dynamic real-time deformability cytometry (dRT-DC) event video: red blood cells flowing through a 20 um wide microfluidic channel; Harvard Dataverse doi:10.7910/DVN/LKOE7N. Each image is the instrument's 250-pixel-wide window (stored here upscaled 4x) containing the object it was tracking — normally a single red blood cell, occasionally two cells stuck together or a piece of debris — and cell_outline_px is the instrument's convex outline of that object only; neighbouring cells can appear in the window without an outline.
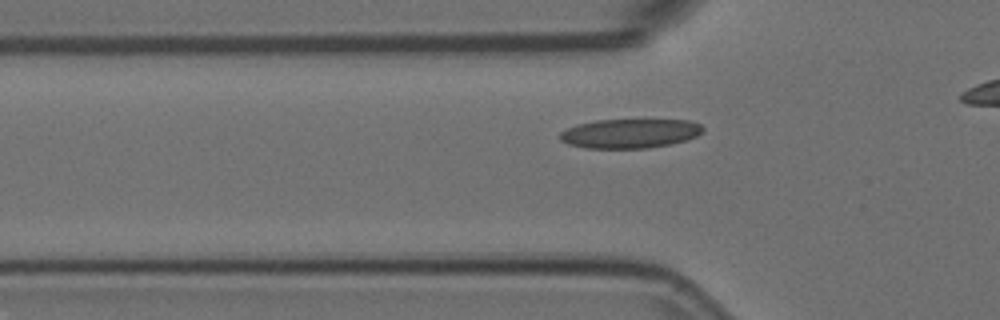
{"species": "Egyptian fruit bat (a non-hibernating species)", "species_latin": "Rousettus aegyptiacus", "temperature_condition": "room temperature", "stored_images_in_passage": 32, "camera_frame_rate_fps": 3000, "um_per_image_px": 0.085, "animal": {"sex": "female"}, "frame": {"image": 1, "passage_image": 5, "time_ms": 1.333, "image_size_px": [1000, 320], "cell_outline_px": [[704, 128], [696, 136], [688, 140], [648, 148], [584, 148], [568, 144], [560, 140], [560, 132], [576, 124], [596, 120], [688, 120], [700, 124]], "centroid_in_image_um": [53.52, 11.34], "position_along_channel_um": 72.3, "area_um2": 24.33}}
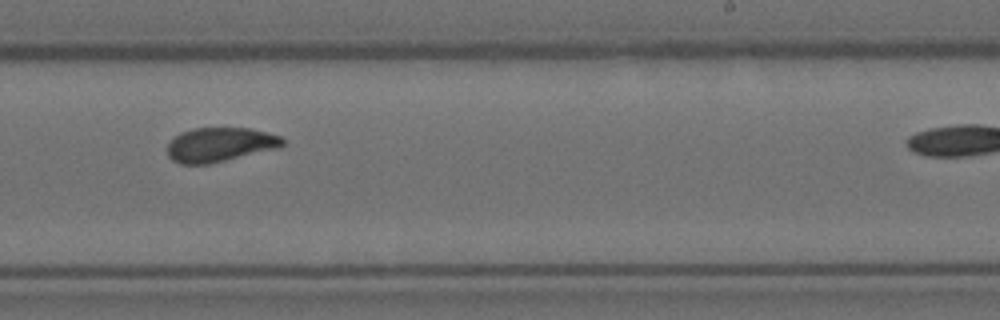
{"frame": {"image": 2, "passage_image": 21, "time_ms": 6.667, "image_size_px": [1000, 320], "cell_outline_px": [[284, 144], [280, 148], [208, 164], [180, 164], [172, 160], [168, 156], [168, 144], [180, 132], [192, 128], [248, 128], [268, 132], [280, 136], [284, 140]], "centroid_in_image_um": [18.71, 12.29], "position_along_channel_um": 270.3, "area_um2": 23.06}}
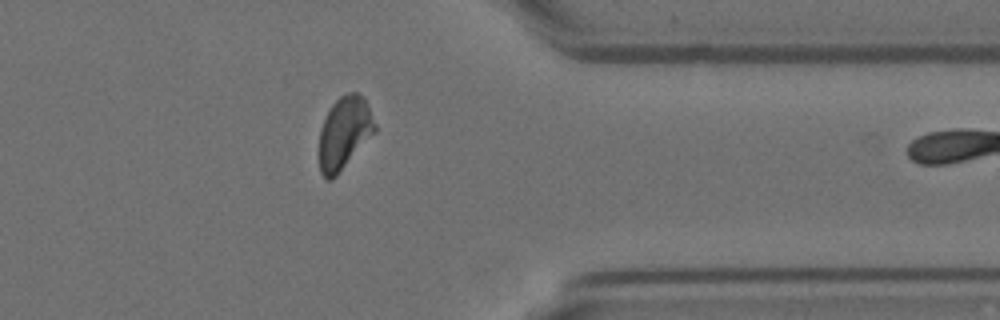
{"frame": {"image": 3, "passage_image": 31, "time_ms": 10.0, "image_size_px": [1000, 320], "cell_outline_px": [[376, 132], [336, 176], [332, 180], [328, 180], [320, 172], [320, 128], [332, 104], [340, 96], [348, 92], [356, 92], [364, 96], [376, 124]], "centroid_in_image_um": [29.29, 11.28], "position_along_channel_um": 382.1, "area_um2": 23.47}}